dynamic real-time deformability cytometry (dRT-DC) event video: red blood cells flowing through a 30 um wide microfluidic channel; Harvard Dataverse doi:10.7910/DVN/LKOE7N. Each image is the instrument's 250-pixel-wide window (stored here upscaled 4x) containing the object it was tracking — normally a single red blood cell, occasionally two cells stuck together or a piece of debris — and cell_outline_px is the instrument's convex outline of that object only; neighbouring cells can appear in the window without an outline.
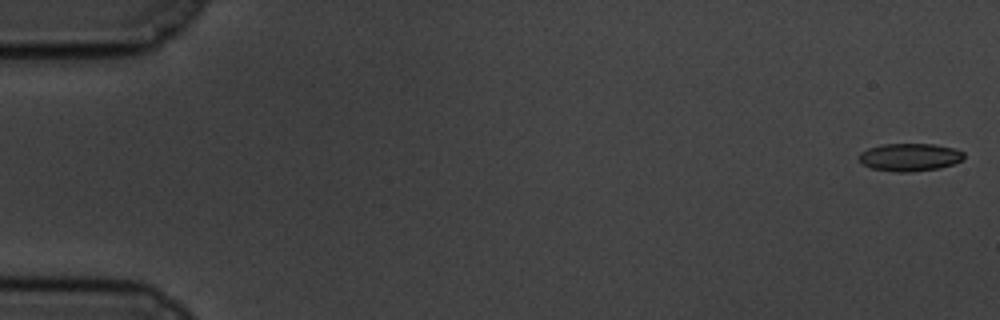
{"species": "common noctule bat (a hibernating species)", "species_latin": "Nyctalus noctula", "temperature_condition": "cold", "stored_images_in_passage": 58, "camera_frame_rate_fps": 3000, "um_per_image_px": 0.085, "animal": {"sex": "male", "body_mass_g": 19.5, "forearm_length_mm": 54.6}, "frame": {"image": 1, "passage_image": 1, "time_ms": 0.0, "image_size_px": [1000, 320], "cell_outline_px": [[964, 160], [940, 168], [908, 172], [896, 172], [872, 168], [864, 164], [860, 160], [860, 152], [868, 148], [884, 144], [932, 144], [956, 148], [964, 152]], "centroid_in_image_um": [77.38, 13.35], "position_along_channel_um": 7.6, "area_um2": 16.94}}
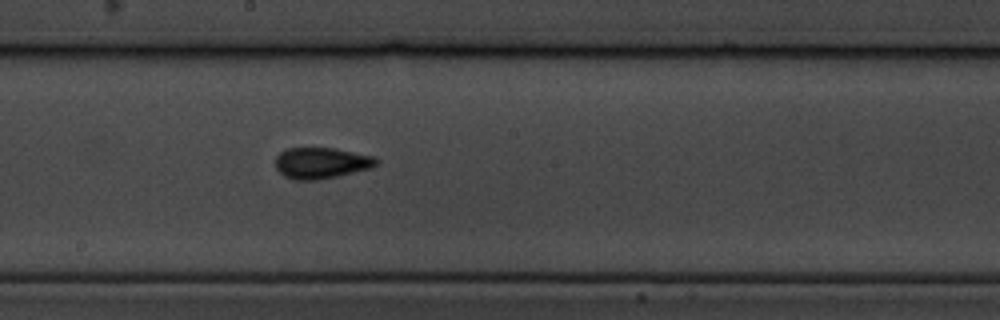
{"frame": {"image": 2, "passage_image": 32, "time_ms": 10.333, "image_size_px": [1000, 320], "cell_outline_px": [[380, 160], [372, 168], [340, 176], [320, 180], [296, 180], [284, 176], [276, 168], [276, 156], [280, 152], [288, 148], [332, 148], [376, 156]], "centroid_in_image_um": [27.34, 13.86], "position_along_channel_um": 220.9, "area_um2": 18.5}}
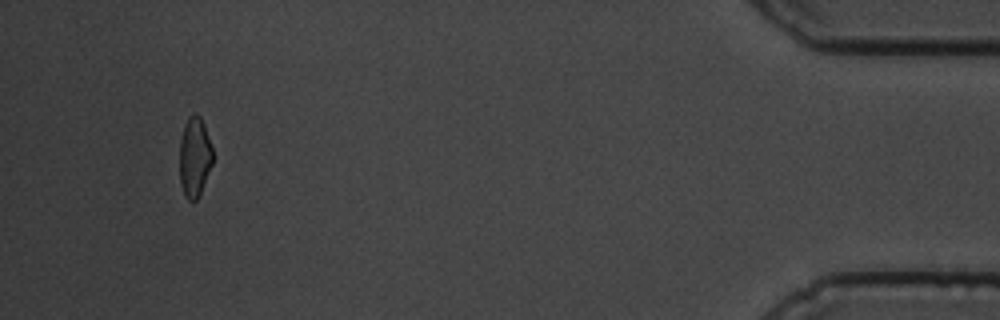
{"frame": {"image": 3, "passage_image": 55, "time_ms": 18.0, "image_size_px": [1000, 320], "cell_outline_px": [[212, 164], [200, 192], [196, 200], [188, 200], [184, 196], [180, 184], [180, 140], [184, 124], [188, 116], [192, 112], [196, 112], [200, 116], [204, 124], [212, 148]], "centroid_in_image_um": [16.52, 13.3], "position_along_channel_um": 418.7, "area_um2": 15.43}, "authors_computed_cell_mechanics": {"area_um2": 17.3111, "velocity_mm_per_s": 3.483, "shape_relaxation_time_tau1_ms": 5.8757, "shape_relaxation_time_tau2_ms": 1.7988, "deformation_change_tau1": 0.1158, "deformation_change_tau2": 0.068}}